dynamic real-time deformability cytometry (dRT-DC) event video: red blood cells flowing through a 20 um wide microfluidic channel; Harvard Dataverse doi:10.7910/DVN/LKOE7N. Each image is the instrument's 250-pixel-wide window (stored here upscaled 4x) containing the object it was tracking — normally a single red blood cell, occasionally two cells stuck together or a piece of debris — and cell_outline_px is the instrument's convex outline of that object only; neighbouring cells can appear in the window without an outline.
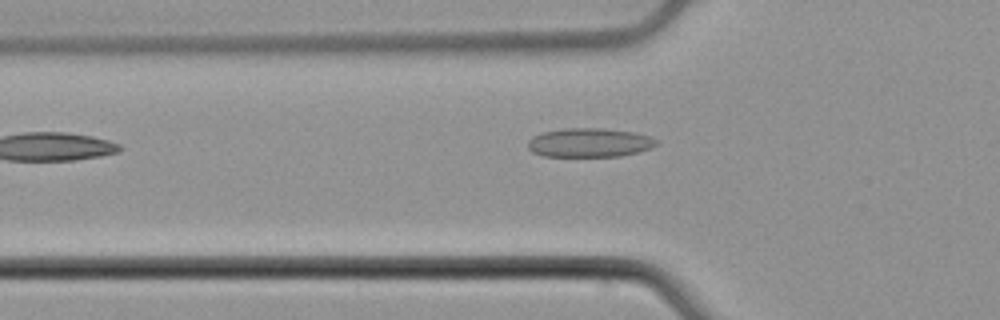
{"species": "common noctule bat (a hibernating species)", "species_latin": "Nyctalus noctula", "temperature_condition": "cold", "stored_images_in_passage": 10, "camera_frame_rate_fps": 3000, "um_per_image_px": 0.085, "animal": {"sex": "male", "body_mass_g": 21.5, "forearm_length_mm": 52.0}, "frame": {"image": 1, "passage_image": 2, "time_ms": 0.333, "image_size_px": [1000, 320], "cell_outline_px": [[656, 144], [652, 148], [620, 156], [544, 156], [532, 152], [528, 148], [528, 140], [532, 136], [544, 132], [564, 128], [604, 128], [636, 132], [648, 136], [656, 140]], "centroid_in_image_um": [50.08, 12.11], "position_along_channel_um": 75.7, "area_um2": 21.68}}
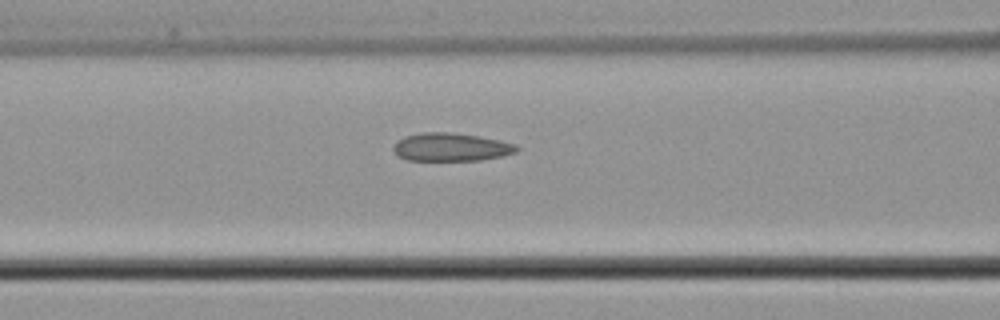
{"frame": {"image": 2, "passage_image": 6, "time_ms": 1.667, "image_size_px": [1000, 320], "cell_outline_px": [[520, 148], [516, 152], [500, 156], [480, 160], [408, 160], [400, 156], [392, 148], [396, 140], [404, 136], [424, 132], [452, 132], [480, 136], [500, 140], [516, 144]], "centroid_in_image_um": [38.34, 12.49], "position_along_channel_um": 128.3, "area_um2": 20.23}}
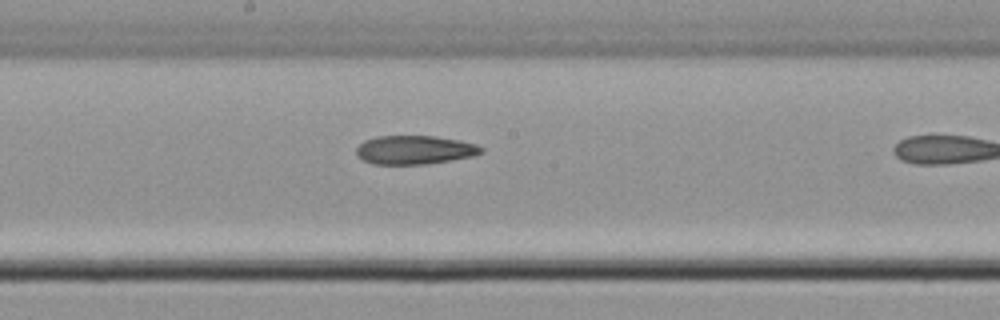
{"frame": {"image": 3, "passage_image": 9, "time_ms": 2.667, "image_size_px": [1000, 320], "cell_outline_px": [[484, 148], [480, 152], [472, 156], [424, 164], [372, 164], [356, 156], [356, 148], [364, 140], [376, 136], [436, 136], [460, 140], [476, 144]], "centroid_in_image_um": [35.2, 12.73], "position_along_channel_um": 213.0, "area_um2": 20.81}}